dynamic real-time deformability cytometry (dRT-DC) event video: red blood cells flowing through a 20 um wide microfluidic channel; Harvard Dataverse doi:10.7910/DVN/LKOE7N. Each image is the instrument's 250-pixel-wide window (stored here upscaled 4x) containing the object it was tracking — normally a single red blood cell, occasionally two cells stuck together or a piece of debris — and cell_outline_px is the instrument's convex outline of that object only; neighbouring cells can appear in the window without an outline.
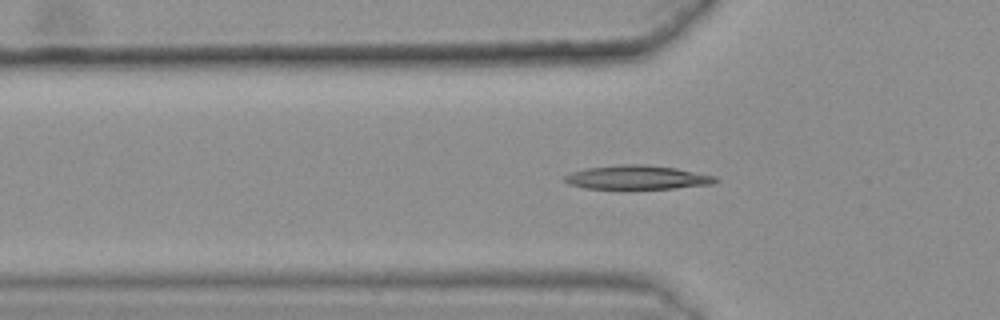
{"species": "common noctule bat (a hibernating species)", "species_latin": "Nyctalus noctula", "temperature_condition": "warm", "stored_images_in_passage": 48, "camera_frame_rate_fps": 3000, "um_per_image_px": 0.085, "animal": {"sex": "female", "body_mass_g": 25.1}, "frame": {"image": 1, "passage_image": 19, "time_ms": 6.0, "image_size_px": [1000, 320], "cell_outline_px": [[720, 180], [716, 184], [672, 188], [584, 188], [568, 184], [564, 180], [564, 176], [572, 172], [588, 168], [620, 164], [644, 164], [676, 168], [716, 176]], "centroid_in_image_um": [54.21, 15.07], "position_along_channel_um": 71.6, "area_um2": 20.92}}
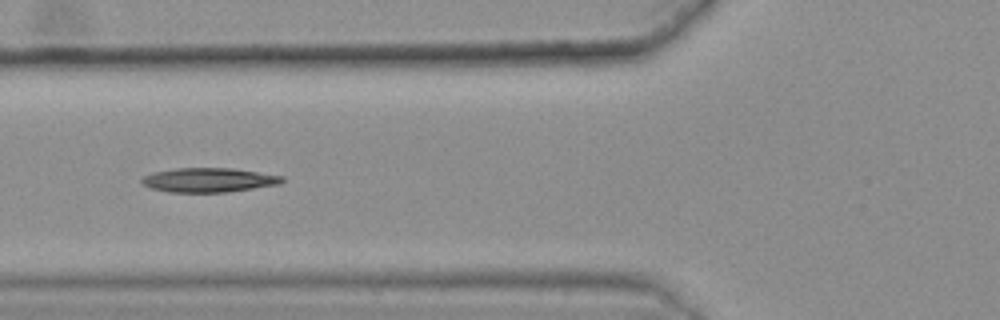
{"frame": {"image": 2, "passage_image": 22, "time_ms": 7.0, "image_size_px": [1000, 320], "cell_outline_px": [[284, 180], [280, 184], [228, 192], [168, 192], [152, 188], [140, 184], [140, 180], [144, 176], [152, 172], [176, 168], [232, 168], [284, 176]], "centroid_in_image_um": [17.72, 15.3], "position_along_channel_um": 108.1, "area_um2": 19.94}}
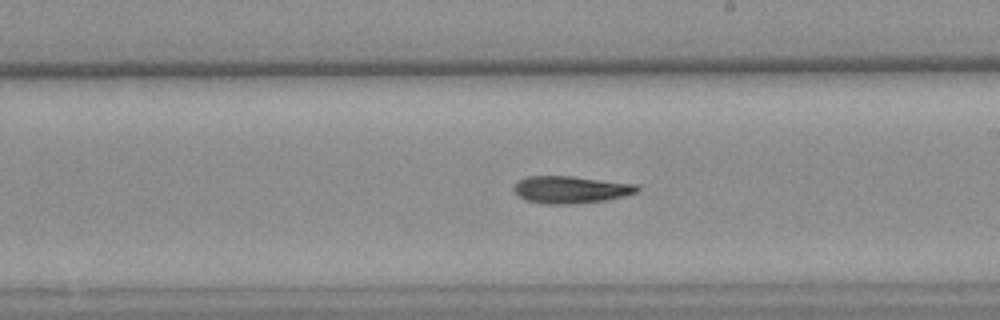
{"frame": {"image": 3, "passage_image": 33, "time_ms": 10.667, "image_size_px": [1000, 320], "cell_outline_px": [[640, 188], [636, 192], [624, 196], [604, 200], [572, 204], [544, 204], [524, 200], [512, 188], [516, 180], [528, 176], [572, 176], [640, 184]], "centroid_in_image_um": [48.5, 16.11], "position_along_channel_um": 240.5, "area_um2": 19.77}}